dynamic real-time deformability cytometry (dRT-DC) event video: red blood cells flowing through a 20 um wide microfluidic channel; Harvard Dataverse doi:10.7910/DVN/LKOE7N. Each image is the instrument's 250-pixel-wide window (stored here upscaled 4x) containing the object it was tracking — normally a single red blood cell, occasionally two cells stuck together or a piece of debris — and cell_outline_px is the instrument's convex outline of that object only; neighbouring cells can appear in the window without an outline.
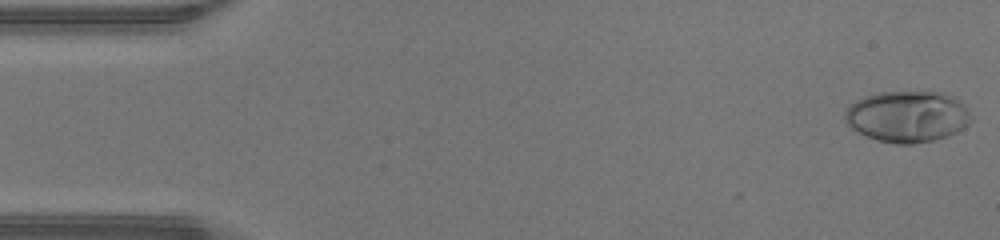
{"species": "human", "species_latin": "Homo sapiens", "temperature_condition": "warm", "stored_images_in_passage": 47, "camera_frame_rate_fps": 3000, "um_per_image_px": 0.085, "donor": {"sex": "male"}, "frame": {"image": 1, "passage_image": 1, "time_ms": 0.0, "image_size_px": [1000, 240], "cell_outline_px": [[972, 120], [964, 128], [948, 136], [932, 140], [912, 144], [896, 144], [876, 140], [852, 128], [844, 120], [844, 112], [856, 100], [864, 96], [876, 92], [944, 92], [956, 96], [964, 104], [972, 116]], "centroid_in_image_um": [77.16, 9.89], "position_along_channel_um": 7.8, "area_um2": 37.97}}
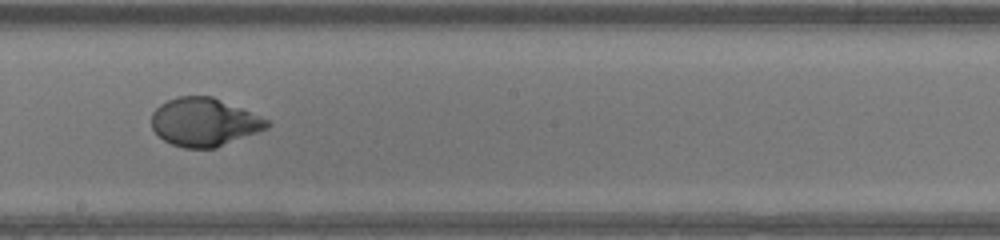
{"frame": {"image": 2, "passage_image": 26, "time_ms": 8.333, "image_size_px": [1000, 240], "cell_outline_px": [[272, 124], [268, 128], [216, 148], [184, 148], [172, 144], [164, 140], [152, 128], [152, 112], [160, 104], [176, 96], [212, 96], [268, 120]], "centroid_in_image_um": [17.34, 10.38], "position_along_channel_um": 230.9, "area_um2": 32.19}}
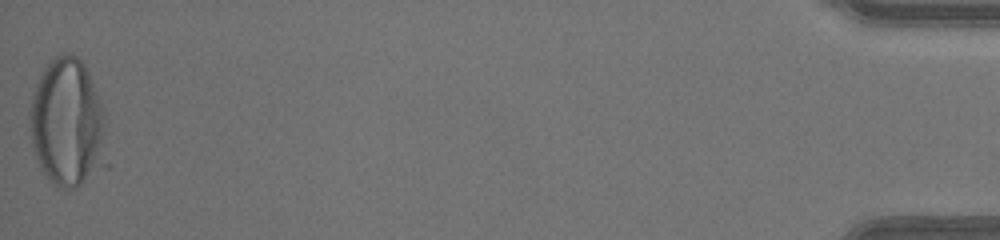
{"frame": {"image": 3, "passage_image": 47, "time_ms": 15.333, "image_size_px": [1000, 240], "cell_outline_px": [[112, 164], [108, 168], [76, 188], [68, 192], [52, 184], [40, 168], [32, 144], [28, 128], [28, 116], [32, 96], [36, 84], [44, 68], [60, 52], [72, 52], [84, 64], [88, 72], [104, 108]], "centroid_in_image_um": [5.82, 10.55], "position_along_channel_um": 429.4, "area_um2": 60.11}, "authors_computed_cell_mechanics": {"area_um2": 33.9864, "velocity_mm_per_s": 4.3777, "shape_relaxation_time_tau1_ms": 3.4303, "shape_relaxation_time_tau2_ms": null, "deformation_change_tau1": 0.2464, "deformation_change_tau2": null}}